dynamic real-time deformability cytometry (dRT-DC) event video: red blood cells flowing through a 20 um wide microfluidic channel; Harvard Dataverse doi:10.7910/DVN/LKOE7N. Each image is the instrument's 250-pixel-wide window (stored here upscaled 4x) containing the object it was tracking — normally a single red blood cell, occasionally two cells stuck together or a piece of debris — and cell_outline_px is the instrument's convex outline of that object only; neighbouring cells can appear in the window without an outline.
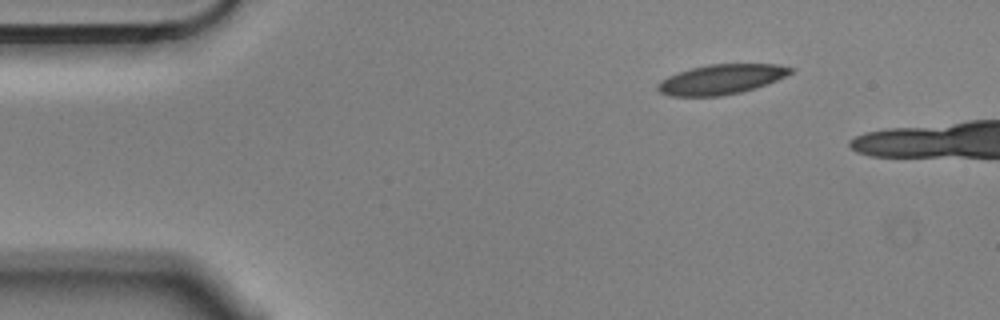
{"species": "Egyptian fruit bat (a non-hibernating species)", "species_latin": "Rousettus aegyptiacus", "temperature_condition": "cold", "stored_images_in_passage": 2, "camera_frame_rate_fps": 3000, "um_per_image_px": 0.085, "animal": {"sex": "male"}, "frame": {"image": 1, "passage_image": 1, "time_ms": 0.0, "image_size_px": [1000, 320], "cell_outline_px": [[796, 68], [792, 72], [768, 84], [756, 88], [740, 92], [720, 96], [668, 96], [660, 92], [656, 88], [656, 84], [660, 80], [668, 76], [692, 68], [708, 64], [776, 64]], "centroid_in_image_um": [61.29, 6.75], "position_along_channel_um": 23.7, "area_um2": 23.12}}